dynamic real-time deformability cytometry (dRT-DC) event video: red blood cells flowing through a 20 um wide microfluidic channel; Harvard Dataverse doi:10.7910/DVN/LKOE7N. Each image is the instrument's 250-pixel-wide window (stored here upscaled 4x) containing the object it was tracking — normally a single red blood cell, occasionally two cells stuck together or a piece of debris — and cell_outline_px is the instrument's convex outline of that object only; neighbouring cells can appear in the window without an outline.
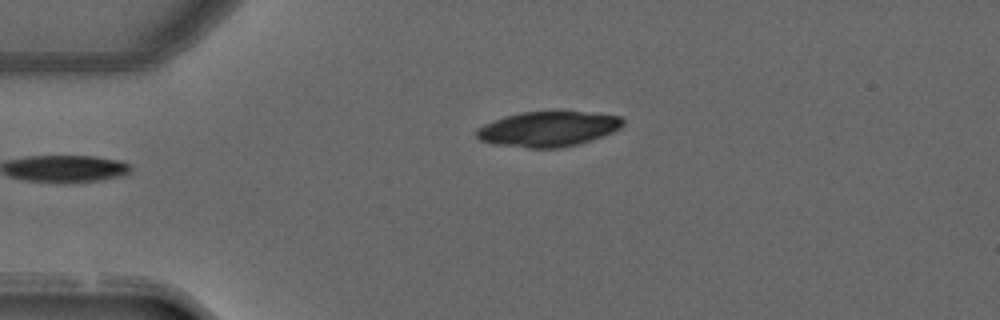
{"species": "common noctule bat (a hibernating species)", "species_latin": "Nyctalus noctula", "temperature_condition": "warm", "stored_images_in_passage": 36, "camera_frame_rate_fps": 3000, "um_per_image_px": 0.085, "animal": {"sex": "male", "forearm_length_mm": 52.5}, "frame": {"image": 1, "passage_image": 1, "time_ms": 0.0, "image_size_px": [1000, 320], "cell_outline_px": [[624, 124], [620, 128], [612, 132], [592, 140], [560, 148], [528, 148], [492, 144], [480, 140], [476, 136], [476, 128], [484, 124], [504, 116], [520, 112], [580, 112], [620, 116], [624, 120]], "centroid_in_image_um": [46.55, 10.97], "position_along_channel_um": 38.4, "area_um2": 29.88}}
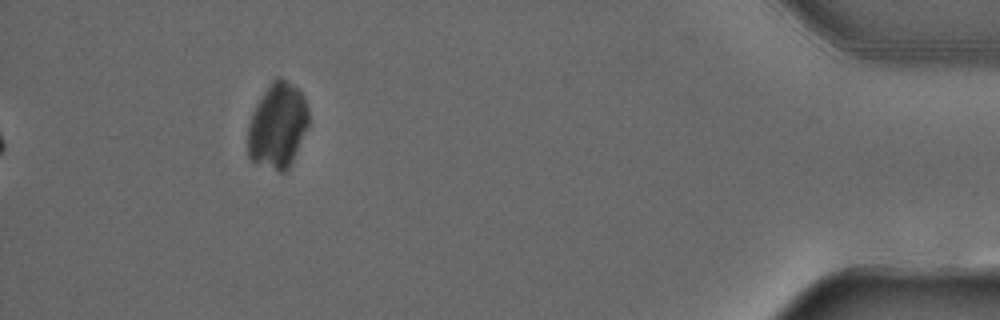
{"frame": {"image": 2, "passage_image": 36, "time_ms": 11.667, "image_size_px": [1000, 320], "cell_outline_px": [[308, 128], [288, 168], [284, 172], [280, 172], [252, 160], [248, 156], [248, 124], [252, 112], [256, 104], [268, 84], [276, 76], [280, 76], [292, 84], [304, 96], [308, 108]], "centroid_in_image_um": [23.59, 10.64], "position_along_channel_um": 411.6, "area_um2": 30.23}}